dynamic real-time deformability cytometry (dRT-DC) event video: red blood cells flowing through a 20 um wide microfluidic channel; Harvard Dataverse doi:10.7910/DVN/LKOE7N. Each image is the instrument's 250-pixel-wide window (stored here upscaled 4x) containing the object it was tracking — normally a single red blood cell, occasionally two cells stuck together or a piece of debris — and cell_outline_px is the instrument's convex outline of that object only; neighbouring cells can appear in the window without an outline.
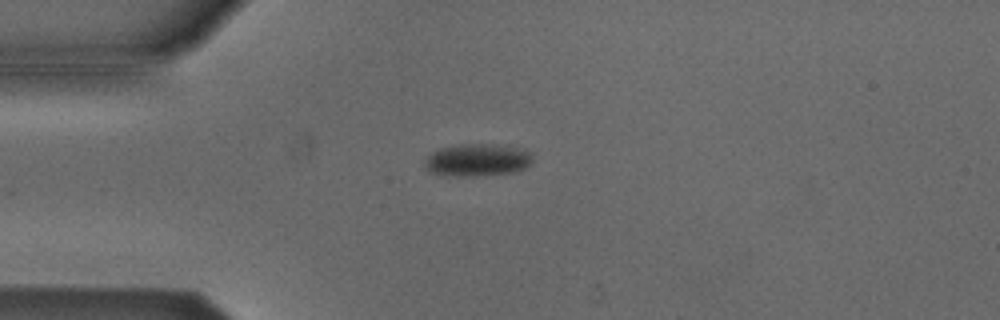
{"species": "Egyptian fruit bat (a non-hibernating species)", "species_latin": "Rousettus aegyptiacus", "temperature_condition": "cold", "stored_images_in_passage": 28, "camera_frame_rate_fps": 3000, "um_per_image_px": 0.085, "animal": {"sex": "male"}, "frame": {"image": 1, "passage_image": 4, "time_ms": 1.0, "image_size_px": [1000, 320], "cell_outline_px": [[532, 160], [524, 168], [512, 172], [472, 176], [444, 176], [428, 172], [424, 164], [424, 160], [432, 152], [440, 148], [460, 144], [508, 144], [524, 148], [532, 152]], "centroid_in_image_um": [40.57, 13.58], "position_along_channel_um": 44.4, "area_um2": 20.81}}
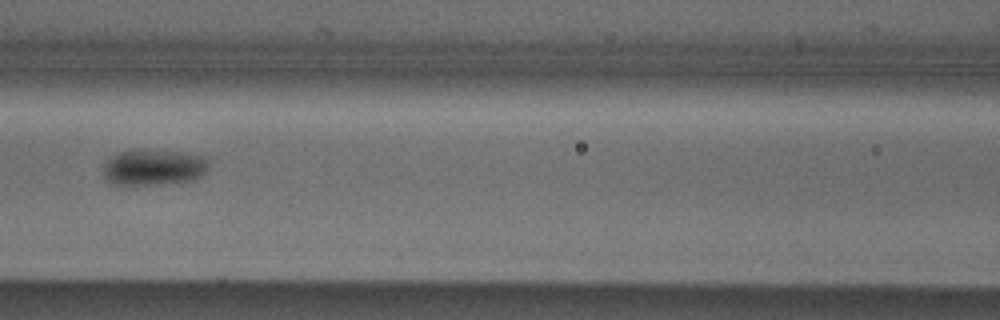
{"frame": {"image": 2, "passage_image": 14, "time_ms": 4.333, "image_size_px": [1000, 320], "cell_outline_px": [[208, 168], [196, 180], [124, 188], [112, 184], [104, 180], [104, 164], [112, 156], [120, 152], [140, 148], [144, 148], [188, 152], [208, 156]], "centroid_in_image_um": [13.05, 14.23], "position_along_channel_um": 153.6, "area_um2": 23.41}}
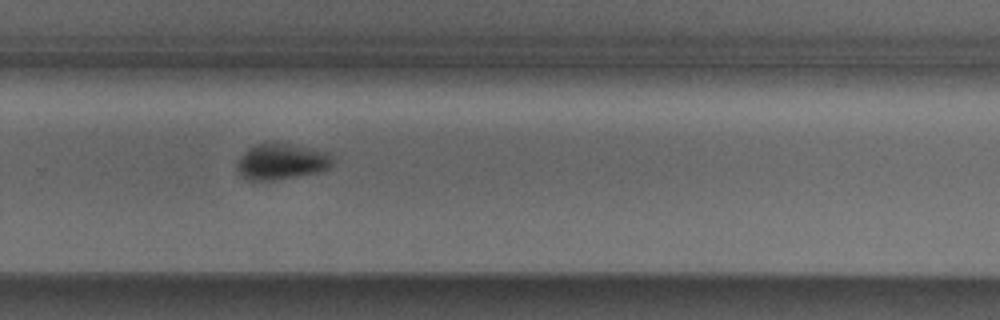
{"frame": {"image": 3, "passage_image": 26, "time_ms": 8.333, "image_size_px": [1000, 320], "cell_outline_px": [[332, 164], [328, 168], [320, 172], [272, 180], [248, 180], [240, 176], [236, 168], [236, 164], [240, 156], [248, 148], [256, 144], [272, 140], [328, 152], [332, 156]], "centroid_in_image_um": [23.88, 13.71], "position_along_channel_um": 305.9, "area_um2": 20.35}, "authors_computed_cell_mechanics": {"area_um2": 20.7213, "velocity_mm_per_s": 3.8215, "shape_relaxation_time_tau1_ms": 3.4229, "shape_relaxation_time_tau2_ms": null, "deformation_change_tau1": 0.064, "deformation_change_tau2": null}}